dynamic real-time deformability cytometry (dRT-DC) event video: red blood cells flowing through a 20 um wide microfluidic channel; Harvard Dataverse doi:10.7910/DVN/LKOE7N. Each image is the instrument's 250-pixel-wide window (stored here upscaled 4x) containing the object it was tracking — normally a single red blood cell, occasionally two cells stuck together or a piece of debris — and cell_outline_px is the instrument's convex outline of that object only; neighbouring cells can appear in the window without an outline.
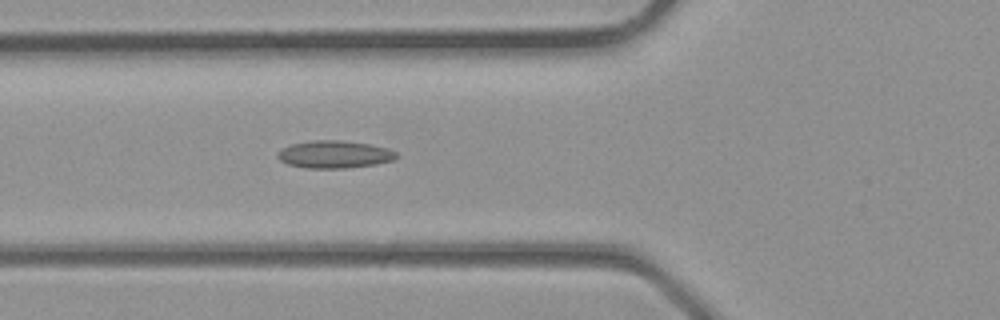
{"species": "common noctule bat (a hibernating species)", "species_latin": "Nyctalus noctula", "temperature_condition": "room temperature", "stored_images_in_passage": 3, "camera_frame_rate_fps": 3000, "um_per_image_px": 0.085, "animal": {"sex": "male", "body_mass_g": 23.1, "forearm_length_mm": 52.7}, "frame": {"image": 1, "passage_image": 3, "time_ms": 0.667, "image_size_px": [1000, 320], "cell_outline_px": [[396, 156], [392, 160], [376, 164], [348, 168], [304, 168], [288, 164], [280, 160], [276, 156], [276, 152], [280, 148], [292, 144], [312, 140], [340, 140], [372, 144], [388, 148], [396, 152]], "centroid_in_image_um": [28.38, 13.12], "position_along_channel_um": 97.4, "area_um2": 19.19}}